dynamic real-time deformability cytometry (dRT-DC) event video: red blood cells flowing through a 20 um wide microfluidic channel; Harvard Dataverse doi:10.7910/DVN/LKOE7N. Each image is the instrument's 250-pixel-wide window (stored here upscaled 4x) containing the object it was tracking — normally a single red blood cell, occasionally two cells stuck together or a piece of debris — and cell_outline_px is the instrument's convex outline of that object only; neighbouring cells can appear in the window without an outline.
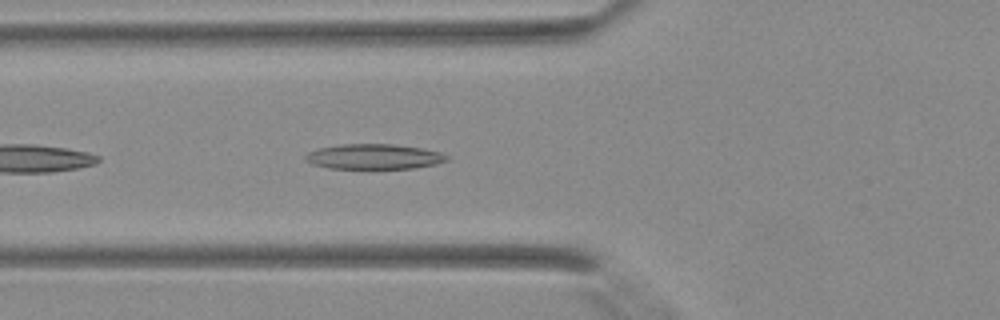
{"species": "Egyptian fruit bat (a non-hibernating species)", "species_latin": "Rousettus aegyptiacus", "temperature_condition": "warm", "stored_images_in_passage": 11, "camera_frame_rate_fps": 3000, "um_per_image_px": 0.085, "animal": {"sex": "female"}, "frame": {"image": 1, "passage_image": 8, "time_ms": 2.333, "image_size_px": [1000, 320], "cell_outline_px": [[448, 160], [436, 164], [412, 168], [332, 168], [312, 164], [304, 160], [304, 156], [308, 152], [320, 148], [340, 144], [392, 144], [420, 148], [440, 152], [448, 156]], "centroid_in_image_um": [31.77, 13.31], "position_along_channel_um": 94.0, "area_um2": 20.52}}